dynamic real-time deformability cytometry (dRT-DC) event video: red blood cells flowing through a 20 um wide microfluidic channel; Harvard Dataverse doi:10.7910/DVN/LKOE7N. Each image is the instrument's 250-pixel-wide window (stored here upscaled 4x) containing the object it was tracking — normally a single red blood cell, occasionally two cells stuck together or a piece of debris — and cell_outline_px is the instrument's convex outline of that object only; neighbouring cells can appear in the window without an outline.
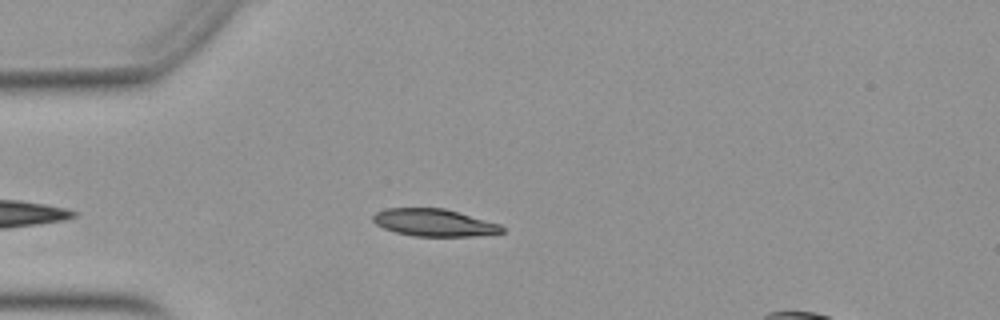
{"species": "Egyptian fruit bat (a non-hibernating species)", "species_latin": "Rousettus aegyptiacus", "temperature_condition": "warm", "stored_images_in_passage": 41, "camera_frame_rate_fps": 3000, "um_per_image_px": 0.085, "animal": {"sex": "female"}, "frame": {"image": 1, "passage_image": 15, "time_ms": 4.667, "image_size_px": [1000, 320], "cell_outline_px": [[504, 232], [472, 236], [416, 236], [396, 232], [384, 228], [376, 224], [372, 220], [372, 216], [376, 212], [384, 208], [444, 208], [500, 224], [504, 228]], "centroid_in_image_um": [36.87, 18.92], "position_along_channel_um": 48.1, "area_um2": 20.4}}
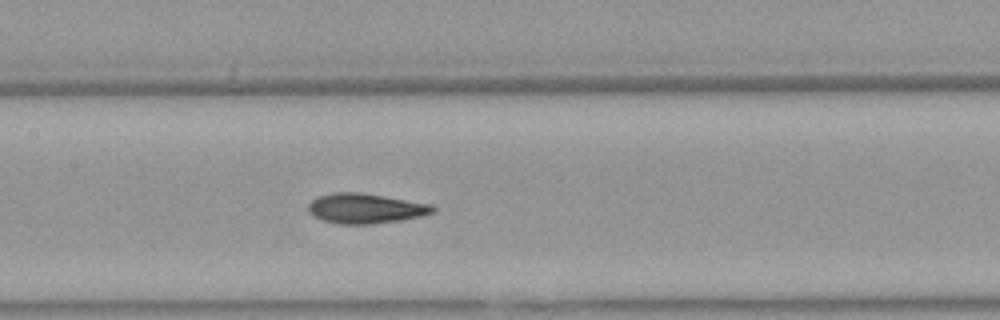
{"frame": {"image": 2, "passage_image": 26, "time_ms": 8.333, "image_size_px": [1000, 320], "cell_outline_px": [[436, 208], [432, 212], [420, 216], [400, 220], [372, 224], [340, 224], [324, 220], [312, 216], [308, 212], [308, 204], [316, 196], [332, 192], [364, 192], [432, 204]], "centroid_in_image_um": [31.03, 17.7], "position_along_channel_um": 176.4, "area_um2": 21.96}}
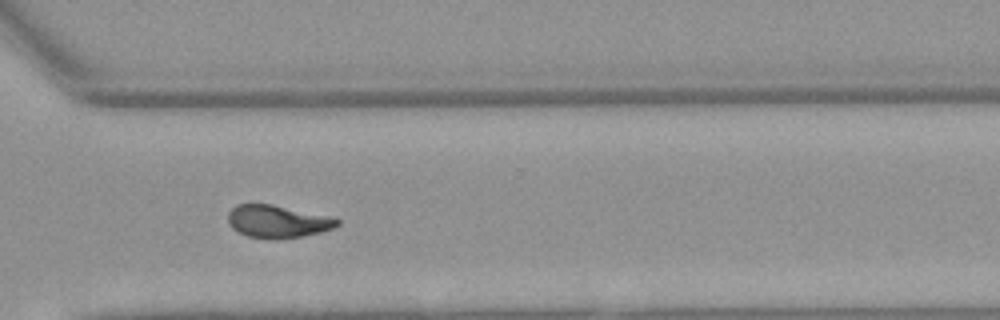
{"frame": {"image": 3, "passage_image": 39, "time_ms": 12.667, "image_size_px": [1000, 320], "cell_outline_px": [[340, 224], [332, 228], [320, 232], [300, 236], [276, 240], [248, 236], [232, 228], [228, 224], [228, 212], [236, 204], [272, 204], [336, 216], [340, 220]], "centroid_in_image_um": [23.64, 18.81], "position_along_channel_um": 347.0, "area_um2": 21.1}, "authors_computed_cell_mechanics": {"area_um2": 20.9236, "velocity_mm_per_s": 3.9389, "shape_relaxation_time_tau1_ms": 6.3833, "shape_relaxation_time_tau2_ms": 2.2176, "deformation_change_tau1": 0.1802, "deformation_change_tau2": 0.0582}}